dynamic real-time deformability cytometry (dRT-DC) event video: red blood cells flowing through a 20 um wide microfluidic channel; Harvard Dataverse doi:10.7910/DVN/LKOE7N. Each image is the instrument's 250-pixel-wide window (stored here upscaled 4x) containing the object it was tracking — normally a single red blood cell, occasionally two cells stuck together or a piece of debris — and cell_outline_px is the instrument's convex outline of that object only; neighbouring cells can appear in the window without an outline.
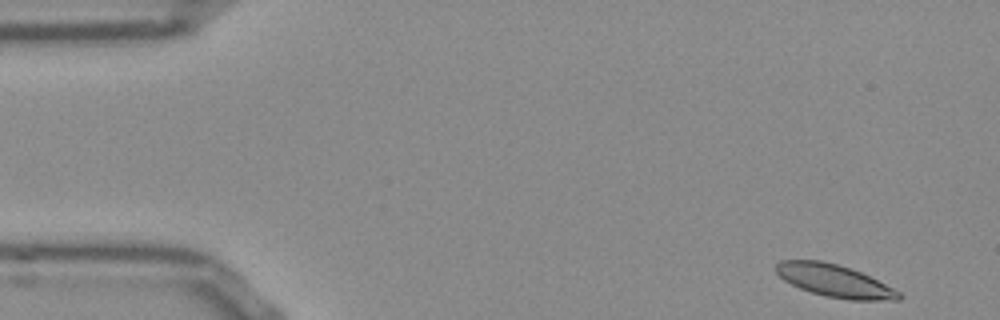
{"species": "Egyptian fruit bat (a non-hibernating species)", "species_latin": "Rousettus aegyptiacus", "temperature_condition": "room temperature", "stored_images_in_passage": 52, "camera_frame_rate_fps": 3000, "um_per_image_px": 0.085, "frame": {"image": 1, "passage_image": 2, "time_ms": 0.333, "image_size_px": [1000, 320], "cell_outline_px": [[904, 296], [900, 300], [848, 300], [824, 296], [800, 288], [784, 280], [776, 272], [776, 264], [780, 260], [820, 260], [852, 268], [900, 292]], "centroid_in_image_um": [70.93, 23.87], "position_along_channel_um": 14.1, "area_um2": 23.06}}
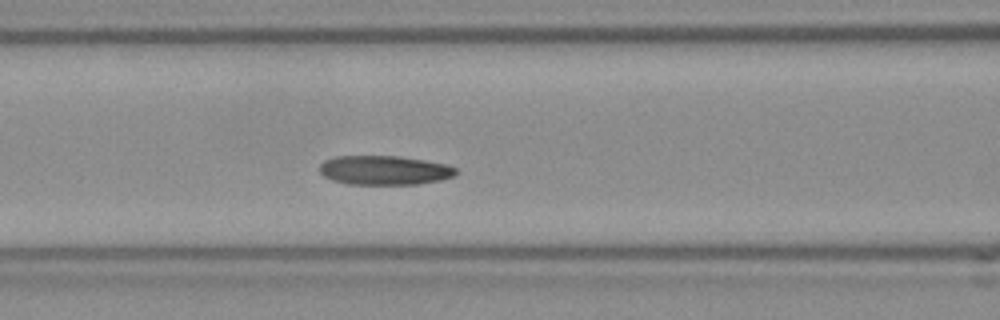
{"frame": {"image": 2, "passage_image": 20, "time_ms": 6.333, "image_size_px": [1000, 320], "cell_outline_px": [[456, 172], [452, 176], [440, 180], [420, 184], [348, 184], [332, 180], [324, 176], [320, 172], [320, 164], [324, 160], [336, 156], [396, 156], [424, 160], [448, 164], [456, 168]], "centroid_in_image_um": [32.66, 14.47], "position_along_channel_um": 133.9, "area_um2": 23.18}}
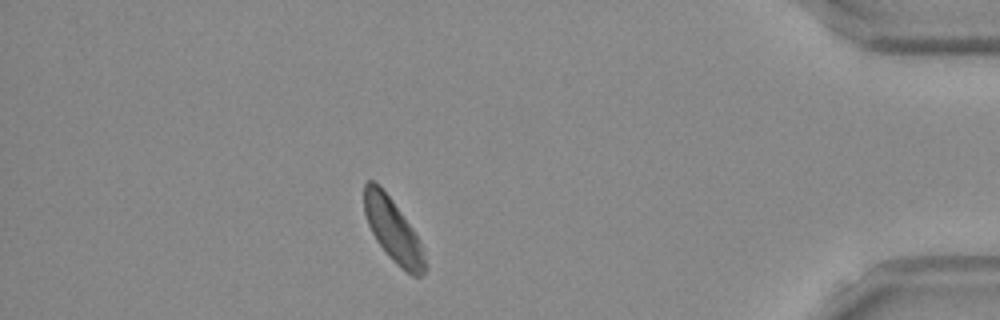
{"frame": {"image": 3, "passage_image": 45, "time_ms": 14.667, "image_size_px": [1000, 320], "cell_outline_px": [[428, 268], [420, 276], [412, 276], [400, 268], [388, 256], [376, 240], [368, 224], [364, 212], [364, 184], [368, 180], [372, 180], [392, 200], [412, 228], [420, 240]], "centroid_in_image_um": [33.42, 19.63], "position_along_channel_um": 401.8, "area_um2": 22.14}, "authors_computed_cell_mechanics": {"area_um2": 23.3512, "velocity_mm_per_s": 3.7778, "shape_relaxation_time_tau1_ms": 3.9287, "shape_relaxation_time_tau2_ms": 4.082, "deformation_change_tau1": 0.0884, "deformation_change_tau2": 0.1002}}